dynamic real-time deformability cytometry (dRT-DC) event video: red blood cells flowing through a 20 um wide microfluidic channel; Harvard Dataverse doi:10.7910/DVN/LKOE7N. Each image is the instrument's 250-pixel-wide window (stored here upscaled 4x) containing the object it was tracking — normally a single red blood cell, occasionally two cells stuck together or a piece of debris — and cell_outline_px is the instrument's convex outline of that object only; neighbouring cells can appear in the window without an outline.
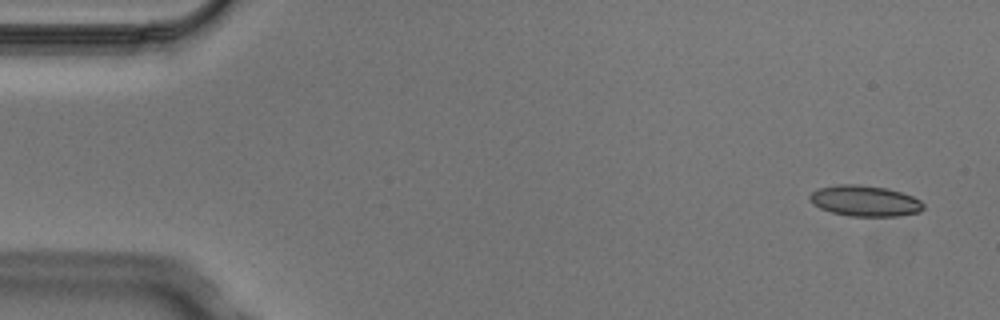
{"species": "Egyptian fruit bat (a non-hibernating species)", "species_latin": "Rousettus aegyptiacus", "temperature_condition": "cold", "stored_images_in_passage": 4, "segment_of_instrument_passage": [1, 2], "camera_frame_rate_fps": 3000, "um_per_image_px": 0.085, "animal": {"sex": "male"}, "frame": {"image": 1, "passage_image": 1, "time_ms": 0.0, "image_size_px": [1000, 320], "cell_outline_px": [[924, 208], [920, 212], [896, 216], [848, 216], [832, 212], [820, 208], [812, 204], [808, 196], [816, 188], [840, 184], [860, 184], [884, 188], [900, 192], [912, 196], [920, 200], [924, 204]], "centroid_in_image_um": [73.49, 17.07], "position_along_channel_um": 11.5, "area_um2": 20.46}}